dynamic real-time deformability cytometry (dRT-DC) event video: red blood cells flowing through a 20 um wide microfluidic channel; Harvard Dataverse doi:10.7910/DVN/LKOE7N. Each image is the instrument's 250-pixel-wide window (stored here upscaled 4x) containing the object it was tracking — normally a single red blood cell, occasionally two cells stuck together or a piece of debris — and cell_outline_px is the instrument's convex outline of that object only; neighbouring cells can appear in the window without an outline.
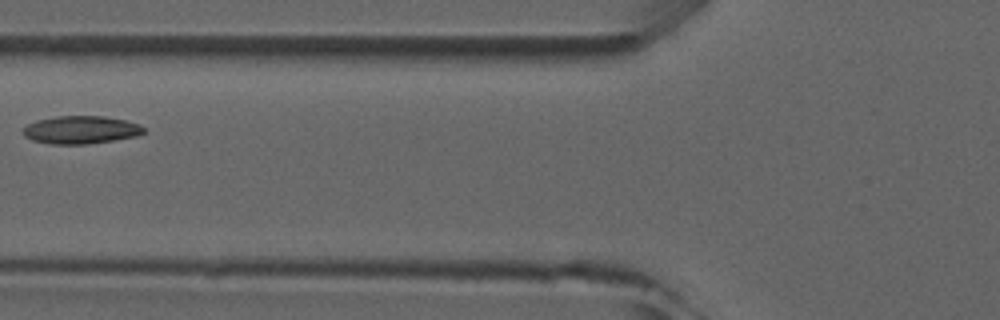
{"species": "common noctule bat (a hibernating species)", "species_latin": "Nyctalus noctula", "temperature_condition": "room temperature", "stored_images_in_passage": 5, "camera_frame_rate_fps": 3000, "um_per_image_px": 0.085, "animal": {"sex": "male", "forearm_length_mm": 52.5}, "frame": {"image": 1, "passage_image": 5, "time_ms": 4.333, "image_size_px": [1000, 320], "cell_outline_px": [[144, 132], [136, 136], [112, 140], [84, 144], [48, 144], [32, 140], [24, 136], [24, 128], [28, 124], [36, 120], [56, 116], [104, 116], [124, 120], [140, 124], [144, 128]], "centroid_in_image_um": [6.85, 11.03], "position_along_channel_um": 118.9, "area_um2": 19.48}}